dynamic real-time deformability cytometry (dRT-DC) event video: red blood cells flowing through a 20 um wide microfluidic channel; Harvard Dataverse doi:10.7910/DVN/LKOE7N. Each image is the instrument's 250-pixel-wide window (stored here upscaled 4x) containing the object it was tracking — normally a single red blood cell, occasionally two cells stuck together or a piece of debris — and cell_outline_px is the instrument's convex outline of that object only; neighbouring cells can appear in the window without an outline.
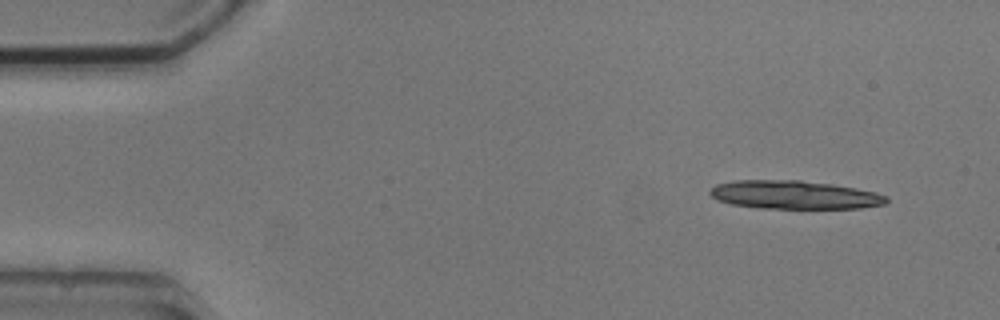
{"species": "common noctule bat (a hibernating species)", "species_latin": "Nyctalus noctula", "temperature_condition": "cold", "stored_images_in_passage": 5, "camera_frame_rate_fps": 3000, "um_per_image_px": 0.085, "animal": {"sex": "male", "body_mass_g": 20.5, "forearm_length_mm": 52.5}, "frame": {"image": 1, "passage_image": 1, "time_ms": 0.0, "image_size_px": [1000, 320], "cell_outline_px": [[888, 200], [884, 204], [860, 208], [760, 208], [732, 204], [716, 200], [708, 192], [716, 184], [732, 180], [800, 180], [832, 184], [856, 188], [876, 192], [888, 196]], "centroid_in_image_um": [67.51, 16.55], "position_along_channel_um": 17.5, "area_um2": 29.25}}